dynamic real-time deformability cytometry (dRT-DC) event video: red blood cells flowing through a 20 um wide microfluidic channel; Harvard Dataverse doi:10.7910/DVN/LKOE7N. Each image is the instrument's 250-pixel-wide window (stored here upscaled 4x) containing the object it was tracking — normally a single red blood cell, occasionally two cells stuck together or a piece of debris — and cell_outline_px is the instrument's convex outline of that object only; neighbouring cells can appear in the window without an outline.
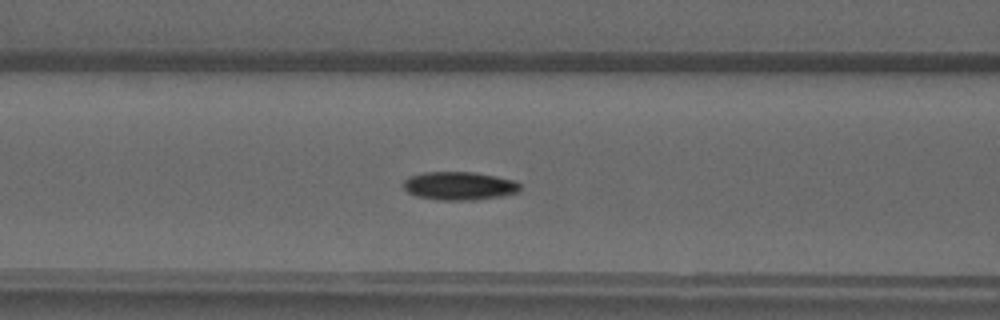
{"species": "common noctule bat (a hibernating species)", "species_latin": "Nyctalus noctula", "temperature_condition": "warm", "stored_images_in_passage": 50, "camera_frame_rate_fps": 3000, "um_per_image_px": 0.085, "animal": {"sex": "male", "forearm_length_mm": 52.5}, "frame": {"image": 1, "passage_image": 21, "time_ms": 6.667, "image_size_px": [1000, 320], "cell_outline_px": [[520, 192], [500, 196], [476, 200], [440, 200], [416, 196], [408, 192], [404, 188], [404, 180], [408, 176], [424, 172], [472, 172], [496, 176], [516, 180], [520, 184]], "centroid_in_image_um": [39.05, 15.8], "position_along_channel_um": 127.5, "area_um2": 19.36}}
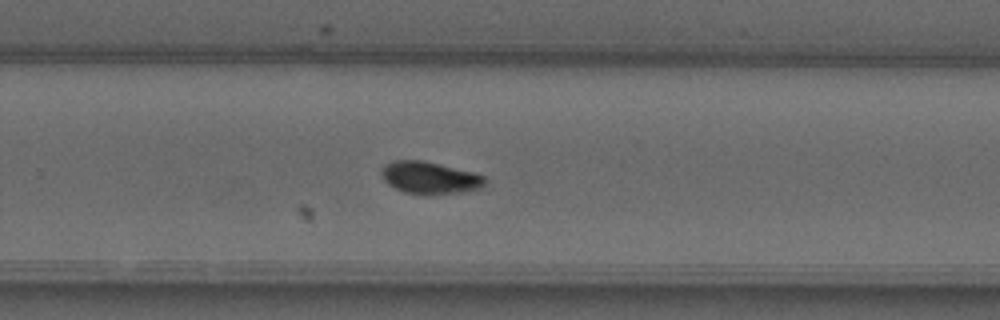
{"frame": {"image": 2, "passage_image": 33, "time_ms": 10.667, "image_size_px": [1000, 320], "cell_outline_px": [[484, 188], [464, 192], [428, 196], [424, 196], [404, 192], [388, 184], [384, 180], [380, 172], [384, 164], [396, 160], [420, 160], [476, 172], [484, 176]], "centroid_in_image_um": [36.55, 15.13], "position_along_channel_um": 293.3, "area_um2": 19.83}}
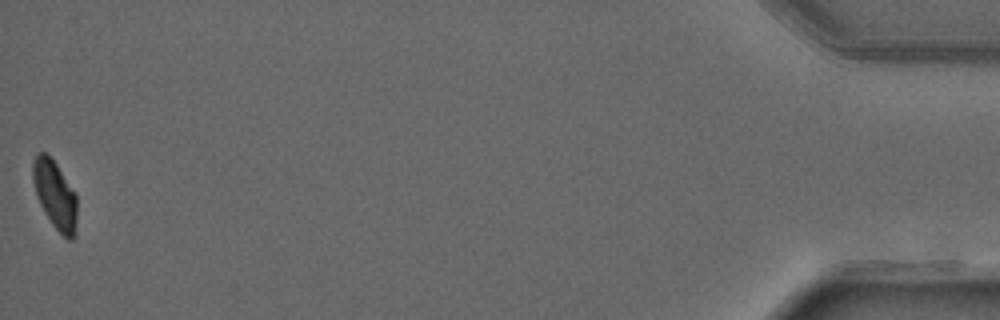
{"frame": {"image": 3, "passage_image": 50, "time_ms": 16.333, "image_size_px": [1000, 320], "cell_outline_px": [[76, 236], [72, 240], [68, 240], [52, 224], [44, 212], [36, 196], [32, 180], [32, 164], [36, 156], [40, 152], [44, 152], [56, 164], [76, 192]], "centroid_in_image_um": [4.68, 16.58], "position_along_channel_um": 430.5, "area_um2": 17.57}}